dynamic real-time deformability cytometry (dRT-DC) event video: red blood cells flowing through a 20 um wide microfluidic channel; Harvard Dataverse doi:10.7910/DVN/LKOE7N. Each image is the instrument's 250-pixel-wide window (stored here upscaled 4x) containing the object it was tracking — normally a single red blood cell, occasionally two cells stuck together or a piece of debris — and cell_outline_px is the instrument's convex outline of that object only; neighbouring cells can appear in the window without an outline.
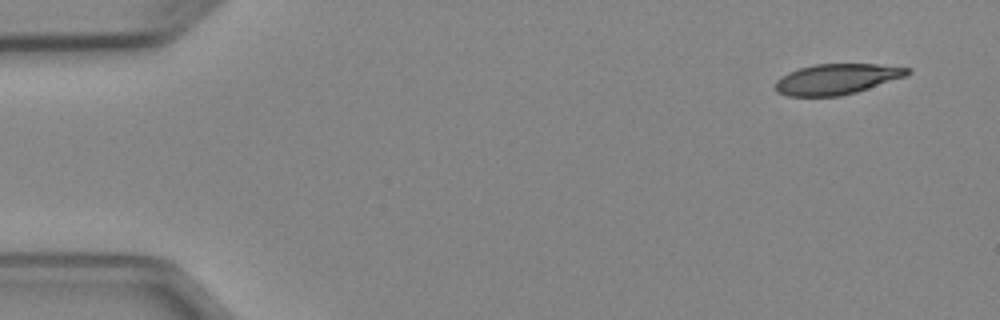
{"species": "Egyptian fruit bat (a non-hibernating species)", "species_latin": "Rousettus aegyptiacus", "temperature_condition": "cold", "stored_images_in_passage": 4, "camera_frame_rate_fps": 3000, "um_per_image_px": 0.085, "animal": {"sex": "female"}, "frame": {"image": 1, "passage_image": 1, "time_ms": 0.0, "image_size_px": [1000, 320], "cell_outline_px": [[912, 72], [904, 76], [856, 92], [840, 96], [788, 96], [776, 92], [776, 80], [788, 72], [800, 68], [816, 64], [876, 64], [912, 68]], "centroid_in_image_um": [71.11, 6.72], "position_along_channel_um": 13.9, "area_um2": 23.29}}
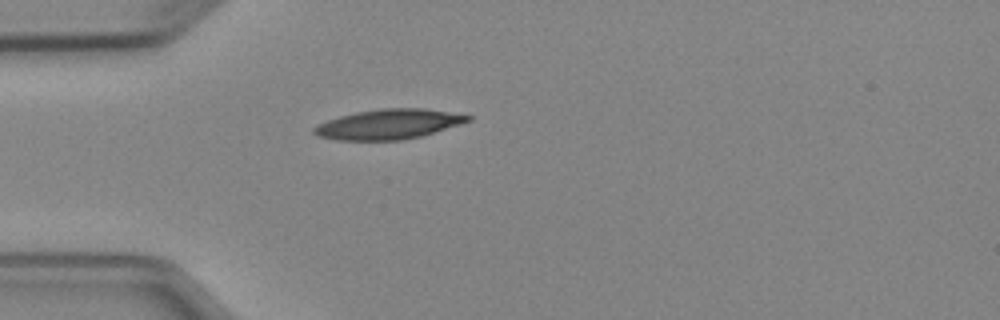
{"frame": {"image": 2, "passage_image": 4, "time_ms": 3.667, "image_size_px": [1000, 320], "cell_outline_px": [[472, 120], [460, 124], [420, 136], [400, 140], [336, 140], [316, 136], [312, 132], [312, 128], [316, 124], [340, 116], [356, 112], [380, 108], [424, 108], [472, 116]], "centroid_in_image_um": [32.97, 10.56], "position_along_channel_um": 52.0, "area_um2": 26.76}}